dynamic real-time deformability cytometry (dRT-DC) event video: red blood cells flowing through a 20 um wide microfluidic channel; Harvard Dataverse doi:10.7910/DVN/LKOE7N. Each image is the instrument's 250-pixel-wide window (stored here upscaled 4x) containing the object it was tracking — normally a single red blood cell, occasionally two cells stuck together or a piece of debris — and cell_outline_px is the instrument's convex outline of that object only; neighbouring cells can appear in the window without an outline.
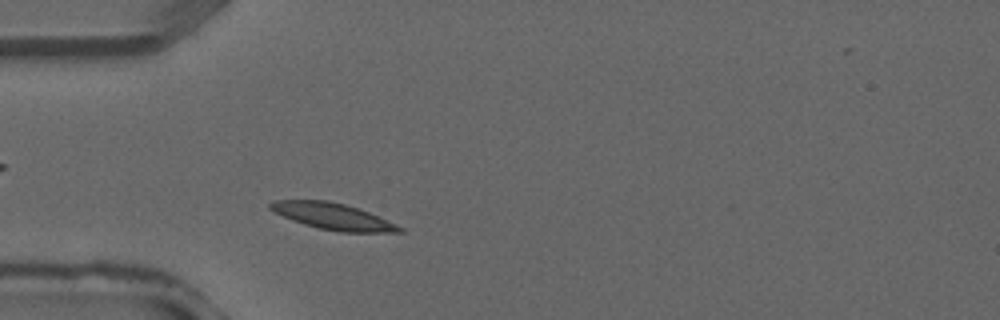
{"species": "common noctule bat (a hibernating species)", "species_latin": "Nyctalus noctula", "temperature_condition": "warm", "stored_images_in_passage": 31, "camera_frame_rate_fps": 3000, "um_per_image_px": 0.085, "animal": {"sex": "male", "forearm_length_mm": 52.5}, "frame": {"image": 1, "passage_image": 4, "time_ms": 1.0, "image_size_px": [1000, 320], "cell_outline_px": [[404, 232], [340, 232], [320, 228], [304, 224], [292, 220], [272, 212], [268, 208], [268, 204], [276, 200], [328, 200], [344, 204], [368, 212], [396, 224], [404, 228]], "centroid_in_image_um": [28.25, 18.39], "position_along_channel_um": 56.7, "area_um2": 19.77}}
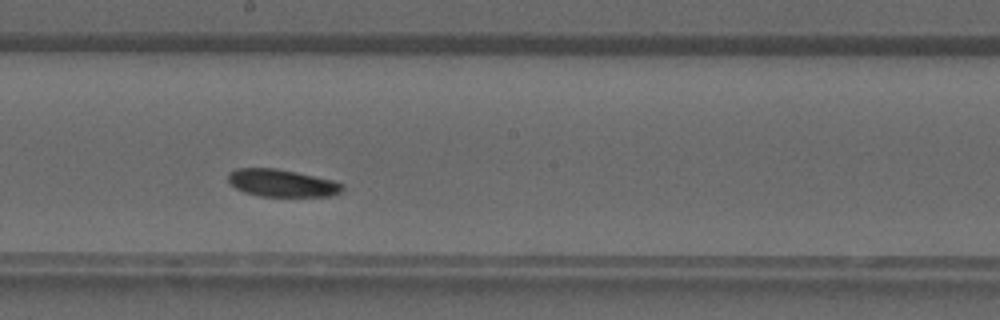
{"frame": {"image": 2, "passage_image": 14, "time_ms": 4.333, "image_size_px": [1000, 320], "cell_outline_px": [[344, 188], [340, 192], [332, 196], [260, 196], [244, 192], [236, 188], [228, 180], [228, 172], [236, 168], [276, 168], [296, 172], [332, 180], [344, 184]], "centroid_in_image_um": [23.96, 15.56], "position_along_channel_um": 224.2, "area_um2": 18.21}}
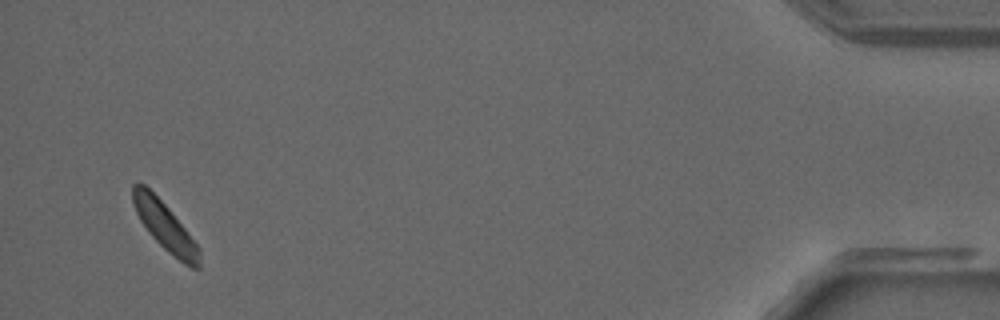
{"frame": {"image": 3, "passage_image": 30, "time_ms": 9.667, "image_size_px": [1000, 320], "cell_outline_px": [[200, 268], [192, 268], [184, 264], [168, 252], [148, 232], [140, 220], [132, 204], [132, 184], [136, 180], [144, 184], [168, 208], [200, 248]], "centroid_in_image_um": [13.99, 19.22], "position_along_channel_um": 421.2, "area_um2": 18.5}}